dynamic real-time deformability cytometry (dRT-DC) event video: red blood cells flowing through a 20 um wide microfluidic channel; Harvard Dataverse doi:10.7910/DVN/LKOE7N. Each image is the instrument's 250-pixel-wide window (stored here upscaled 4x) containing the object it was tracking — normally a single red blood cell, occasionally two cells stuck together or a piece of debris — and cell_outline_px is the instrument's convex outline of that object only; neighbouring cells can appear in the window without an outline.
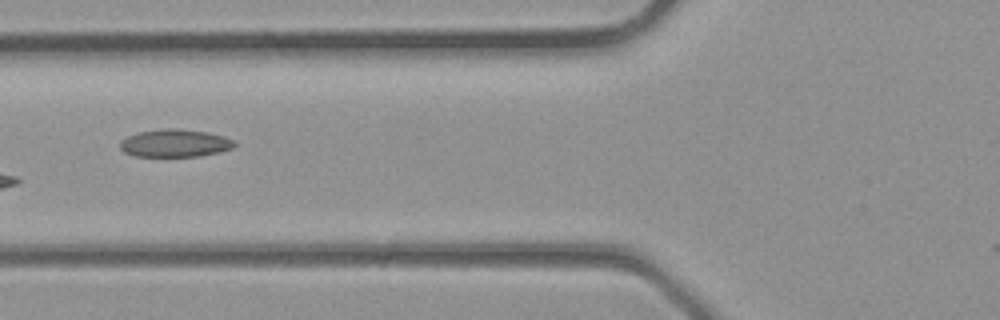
{"species": "common noctule bat (a hibernating species)", "species_latin": "Nyctalus noctula", "temperature_condition": "room temperature", "stored_images_in_passage": 3, "camera_frame_rate_fps": 3000, "um_per_image_px": 0.085, "animal": {"sex": "male", "body_mass_g": 23.1, "forearm_length_mm": 52.7}, "frame": {"image": 1, "passage_image": 3, "time_ms": 0.667, "image_size_px": [1000, 320], "cell_outline_px": [[236, 144], [232, 148], [220, 152], [200, 156], [136, 156], [124, 152], [120, 148], [120, 140], [128, 136], [140, 132], [168, 128], [176, 128], [208, 132], [224, 136], [236, 140]], "centroid_in_image_um": [14.91, 12.17], "position_along_channel_um": 110.9, "area_um2": 18.5}}